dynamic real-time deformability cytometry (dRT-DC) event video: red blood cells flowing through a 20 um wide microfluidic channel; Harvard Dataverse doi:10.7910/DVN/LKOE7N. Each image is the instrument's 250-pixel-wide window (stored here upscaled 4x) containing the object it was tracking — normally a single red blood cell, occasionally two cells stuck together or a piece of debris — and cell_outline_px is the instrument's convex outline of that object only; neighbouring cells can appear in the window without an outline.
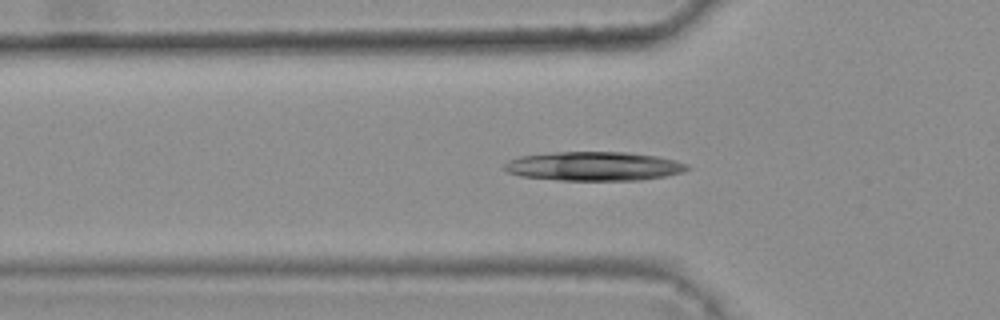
{"species": "common noctule bat (a hibernating species)", "species_latin": "Nyctalus noctula", "temperature_condition": "warm", "stored_images_in_passage": 45, "camera_frame_rate_fps": 3000, "um_per_image_px": 0.085, "animal": {"sex": "female", "body_mass_g": 25.1}, "frame": {"image": 1, "passage_image": 17, "time_ms": 5.333, "image_size_px": [1000, 320], "cell_outline_px": [[692, 168], [680, 172], [664, 176], [640, 180], [560, 180], [520, 176], [508, 172], [504, 168], [504, 164], [508, 160], [520, 156], [556, 152], [628, 152], [656, 156], [676, 160], [688, 164]], "centroid_in_image_um": [50.48, 14.12], "position_along_channel_um": 75.3, "area_um2": 30.87}}
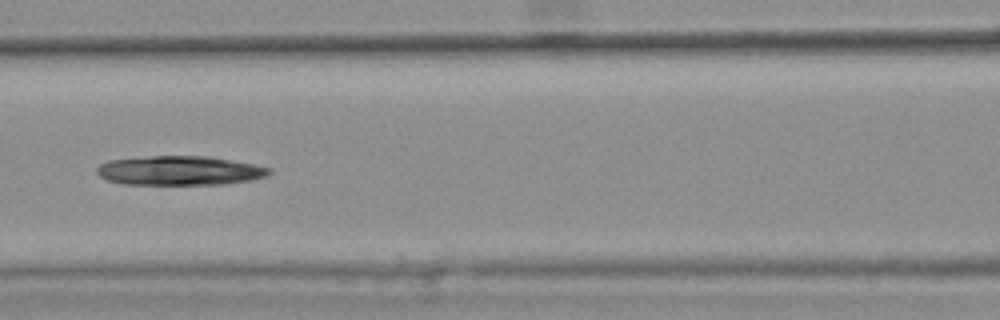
{"frame": {"image": 2, "passage_image": 23, "time_ms": 7.333, "image_size_px": [1000, 320], "cell_outline_px": [[272, 172], [264, 176], [248, 180], [224, 184], [124, 184], [108, 180], [100, 176], [96, 172], [96, 168], [100, 164], [108, 160], [148, 156], [208, 156], [252, 164], [272, 168]], "centroid_in_image_um": [15.23, 14.49], "position_along_channel_um": 151.4, "area_um2": 29.19}}
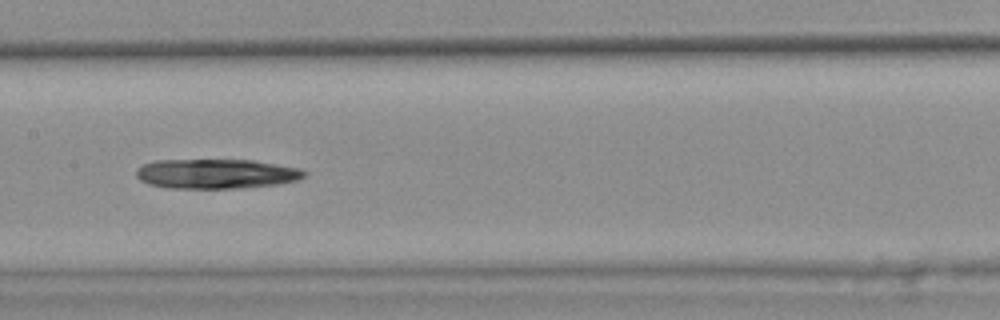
{"frame": {"image": 3, "passage_image": 26, "time_ms": 8.333, "image_size_px": [1000, 320], "cell_outline_px": [[308, 172], [304, 176], [296, 180], [276, 184], [240, 188], [168, 188], [148, 184], [140, 180], [136, 176], [136, 168], [152, 160], [252, 160], [300, 168]], "centroid_in_image_um": [18.34, 14.77], "position_along_channel_um": 189.1, "area_um2": 29.07}}